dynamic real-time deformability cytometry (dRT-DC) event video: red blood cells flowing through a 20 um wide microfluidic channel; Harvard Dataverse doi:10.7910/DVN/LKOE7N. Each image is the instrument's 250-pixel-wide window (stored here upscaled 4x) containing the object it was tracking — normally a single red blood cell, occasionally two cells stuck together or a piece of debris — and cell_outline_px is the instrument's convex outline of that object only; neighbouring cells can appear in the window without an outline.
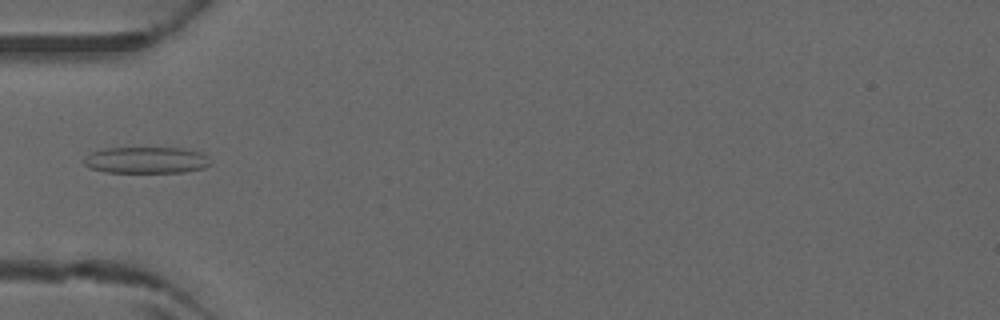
{"species": "common noctule bat (a hibernating species)", "species_latin": "Nyctalus noctula", "temperature_condition": "warm", "stored_images_in_passage": 31, "camera_frame_rate_fps": 3000, "um_per_image_px": 0.085, "animal": {"sex": "male", "forearm_length_mm": 52.5}, "frame": {"image": 1, "passage_image": 1, "time_ms": 0.0, "image_size_px": [1000, 320], "cell_outline_px": [[212, 164], [204, 168], [184, 172], [104, 172], [88, 168], [80, 160], [92, 152], [104, 148], [180, 148], [204, 152], [212, 160]], "centroid_in_image_um": [12.45, 13.61], "position_along_channel_um": 72.6, "area_um2": 19.88}}
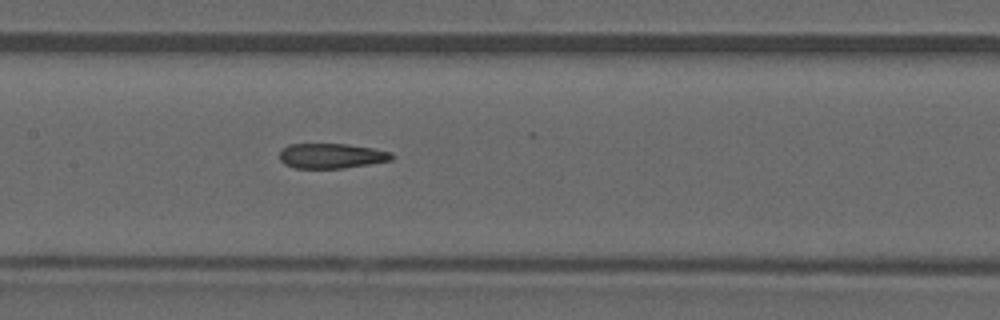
{"frame": {"image": 2, "passage_image": 8, "time_ms": 2.333, "image_size_px": [1000, 320], "cell_outline_px": [[396, 156], [392, 160], [344, 168], [296, 168], [284, 164], [280, 160], [280, 152], [288, 144], [348, 144], [372, 148], [392, 152]], "centroid_in_image_um": [28.2, 13.25], "position_along_channel_um": 179.2, "area_um2": 16.36}}
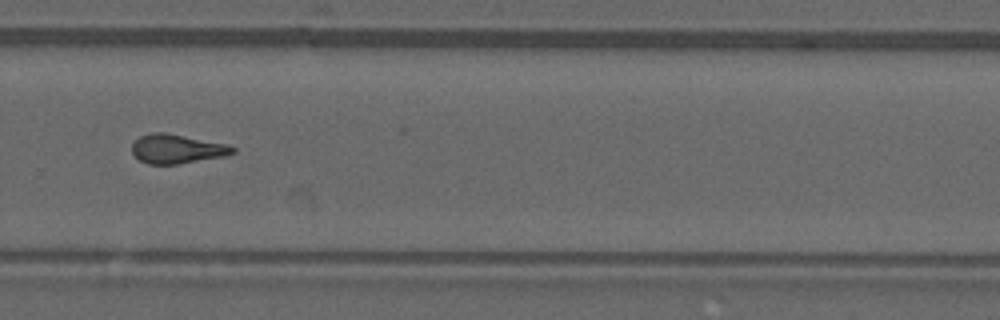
{"frame": {"image": 3, "passage_image": 17, "time_ms": 5.333, "image_size_px": [1000, 320], "cell_outline_px": [[236, 152], [228, 156], [176, 164], [148, 164], [140, 160], [132, 152], [132, 144], [140, 136], [152, 132], [164, 132], [228, 144], [236, 148]], "centroid_in_image_um": [15.08, 12.65], "position_along_channel_um": 314.7, "area_um2": 17.17}}